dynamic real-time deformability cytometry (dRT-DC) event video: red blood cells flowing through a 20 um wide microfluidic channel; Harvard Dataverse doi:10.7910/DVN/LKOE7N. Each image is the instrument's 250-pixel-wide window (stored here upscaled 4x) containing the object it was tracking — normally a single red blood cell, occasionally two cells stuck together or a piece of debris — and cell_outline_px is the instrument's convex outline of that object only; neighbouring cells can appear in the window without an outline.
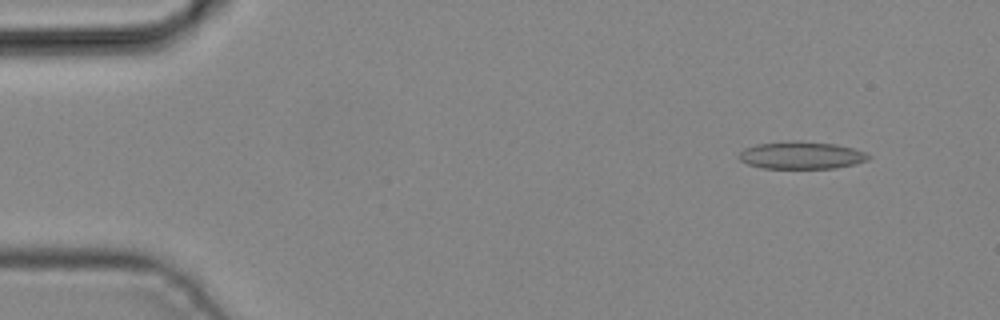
{"species": "common noctule bat (a hibernating species)", "species_latin": "Nyctalus noctula", "temperature_condition": "cold", "stored_images_in_passage": 3, "camera_frame_rate_fps": 3000, "um_per_image_px": 0.085, "animal": {"sex": "male", "body_mass_g": 19.2, "forearm_length_mm": 51.8}, "frame": {"image": 1, "passage_image": 1, "time_ms": 0.0, "image_size_px": [1000, 320], "cell_outline_px": [[872, 156], [868, 160], [856, 164], [836, 168], [760, 168], [748, 164], [740, 160], [736, 156], [744, 148], [756, 144], [796, 140], [836, 144], [852, 148], [864, 152]], "centroid_in_image_um": [68.1, 13.2], "position_along_channel_um": 16.9, "area_um2": 20.87}}